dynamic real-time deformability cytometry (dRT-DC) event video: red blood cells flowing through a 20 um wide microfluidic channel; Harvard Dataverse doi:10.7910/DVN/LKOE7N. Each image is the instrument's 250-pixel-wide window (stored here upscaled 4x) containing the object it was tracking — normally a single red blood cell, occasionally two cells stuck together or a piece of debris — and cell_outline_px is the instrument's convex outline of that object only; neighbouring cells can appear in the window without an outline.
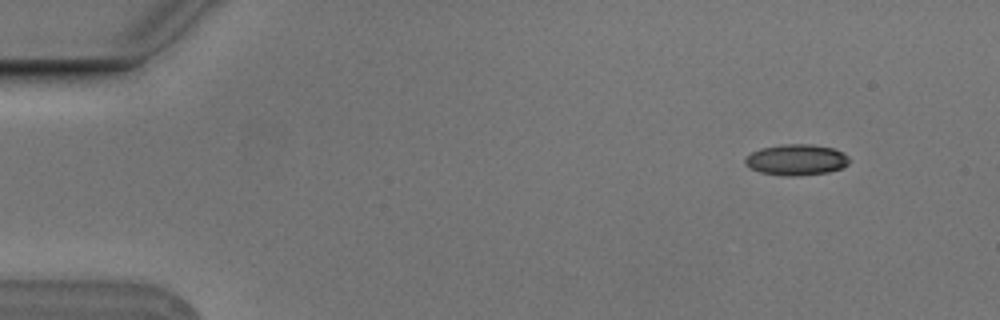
{"species": "Egyptian fruit bat (a non-hibernating species)", "species_latin": "Rousettus aegyptiacus", "temperature_condition": "cold", "stored_images_in_passage": 4, "camera_frame_rate_fps": 3000, "um_per_image_px": 0.085, "animal": {"sex": "male"}, "frame": {"image": 1, "passage_image": 1, "time_ms": 0.0, "image_size_px": [1000, 320], "cell_outline_px": [[848, 164], [840, 168], [828, 172], [800, 176], [784, 176], [760, 172], [744, 164], [744, 160], [752, 152], [760, 148], [784, 144], [812, 144], [832, 148], [844, 152], [848, 156]], "centroid_in_image_um": [67.69, 13.58], "position_along_channel_um": 17.3, "area_um2": 18.79}}
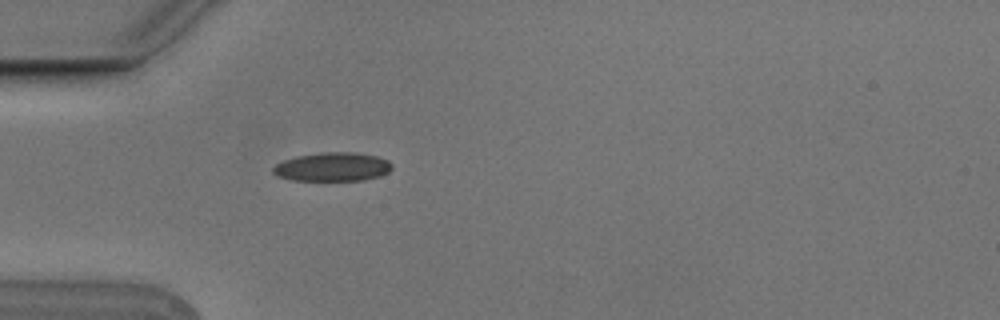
{"frame": {"image": 2, "passage_image": 4, "time_ms": 1.0, "image_size_px": [1000, 320], "cell_outline_px": [[392, 168], [388, 172], [380, 176], [364, 180], [292, 180], [280, 176], [272, 172], [272, 168], [276, 164], [284, 160], [296, 156], [320, 152], [356, 152], [376, 156], [388, 160], [392, 164]], "centroid_in_image_um": [28.28, 14.17], "position_along_channel_um": 56.7, "area_um2": 19.94}}